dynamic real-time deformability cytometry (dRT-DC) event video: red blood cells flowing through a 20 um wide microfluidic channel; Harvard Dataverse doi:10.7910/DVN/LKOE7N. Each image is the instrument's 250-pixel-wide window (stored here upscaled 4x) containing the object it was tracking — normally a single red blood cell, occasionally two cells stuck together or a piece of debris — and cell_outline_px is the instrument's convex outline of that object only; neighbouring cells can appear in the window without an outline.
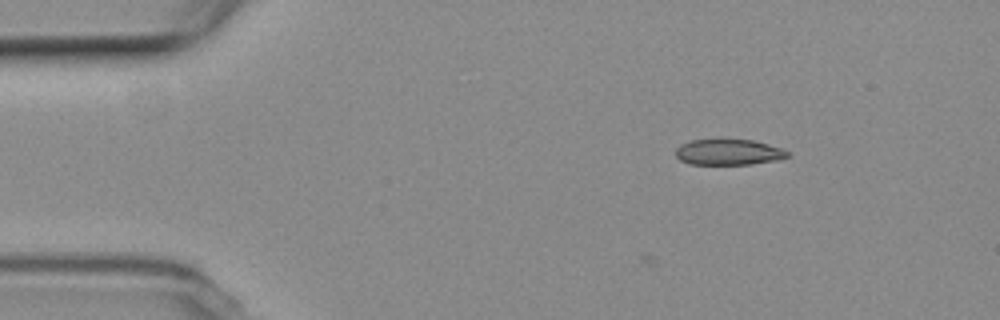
{"species": "common noctule bat (a hibernating species)", "species_latin": "Nyctalus noctula", "temperature_condition": "room temperature", "stored_images_in_passage": 8, "camera_frame_rate_fps": 3000, "um_per_image_px": 0.085, "animal": {"sex": "female", "body_mass_g": 19.3, "forearm_length_mm": 54.1}, "frame": {"image": 1, "passage_image": 3, "time_ms": 2.333, "image_size_px": [1000, 320], "cell_outline_px": [[792, 156], [776, 160], [752, 164], [688, 164], [680, 160], [676, 156], [676, 148], [680, 144], [692, 140], [752, 140], [784, 148], [792, 152]], "centroid_in_image_um": [61.98, 12.94], "position_along_channel_um": 23.0, "area_um2": 16.94}}
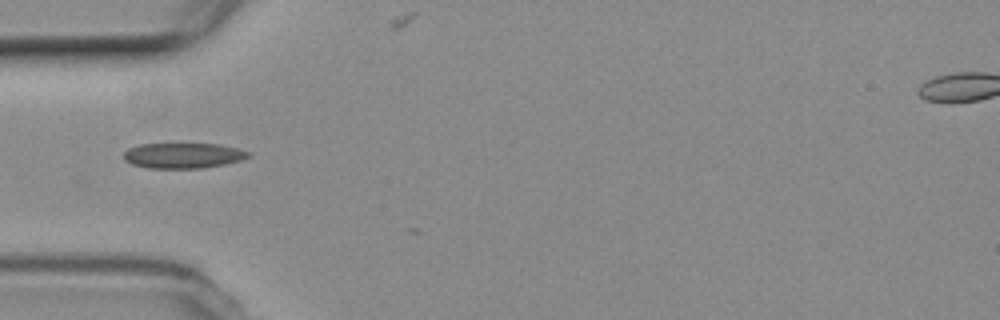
{"frame": {"image": 2, "passage_image": 6, "time_ms": 5.667, "image_size_px": [1000, 320], "cell_outline_px": [[252, 156], [240, 160], [224, 164], [204, 168], [148, 168], [132, 164], [124, 160], [124, 152], [128, 148], [140, 144], [220, 144], [252, 152]], "centroid_in_image_um": [15.58, 13.22], "position_along_channel_um": 69.4, "area_um2": 18.5}}
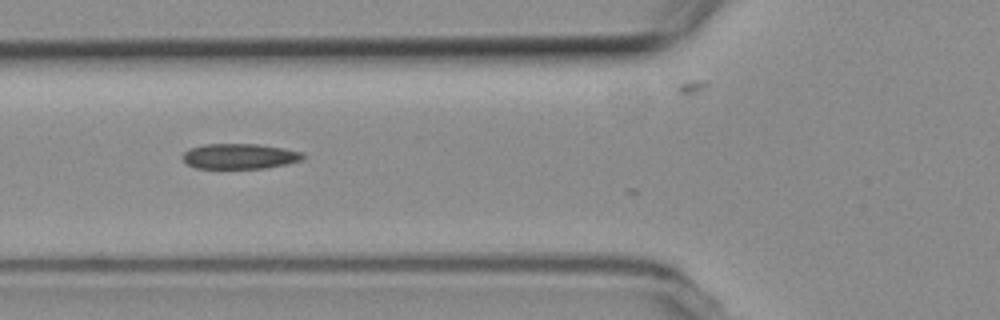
{"frame": {"image": 3, "passage_image": 7, "time_ms": 6.667, "image_size_px": [1000, 320], "cell_outline_px": [[304, 160], [288, 164], [264, 168], [196, 168], [188, 164], [184, 160], [184, 152], [188, 148], [204, 144], [260, 144], [284, 148], [300, 152], [304, 156]], "centroid_in_image_um": [20.39, 13.28], "position_along_channel_um": 105.4, "area_um2": 17.74}}